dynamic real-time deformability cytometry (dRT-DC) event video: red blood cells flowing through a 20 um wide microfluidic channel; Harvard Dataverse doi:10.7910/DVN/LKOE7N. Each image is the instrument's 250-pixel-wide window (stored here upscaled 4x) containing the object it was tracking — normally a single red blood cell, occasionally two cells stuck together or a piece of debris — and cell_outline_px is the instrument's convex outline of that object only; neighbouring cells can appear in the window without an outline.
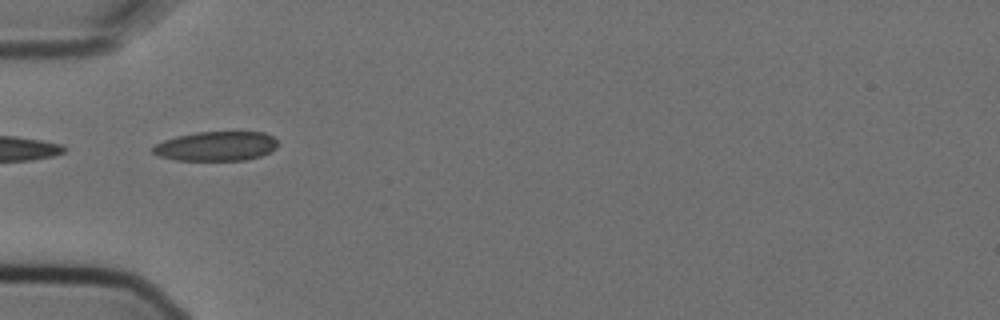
{"species": "Egyptian fruit bat (a non-hibernating species)", "species_latin": "Rousettus aegyptiacus", "temperature_condition": "cold", "stored_images_in_passage": 11, "camera_frame_rate_fps": 3000, "um_per_image_px": 0.085, "animal": {"sex": "female"}, "frame": {"image": 1, "passage_image": 1, "time_ms": 0.0, "image_size_px": [1000, 320], "cell_outline_px": [[276, 148], [260, 156], [244, 160], [176, 160], [160, 156], [152, 152], [152, 148], [156, 144], [164, 140], [176, 136], [196, 132], [264, 132], [272, 136], [276, 140]], "centroid_in_image_um": [18.36, 12.42], "position_along_channel_um": 66.6, "area_um2": 21.27}}
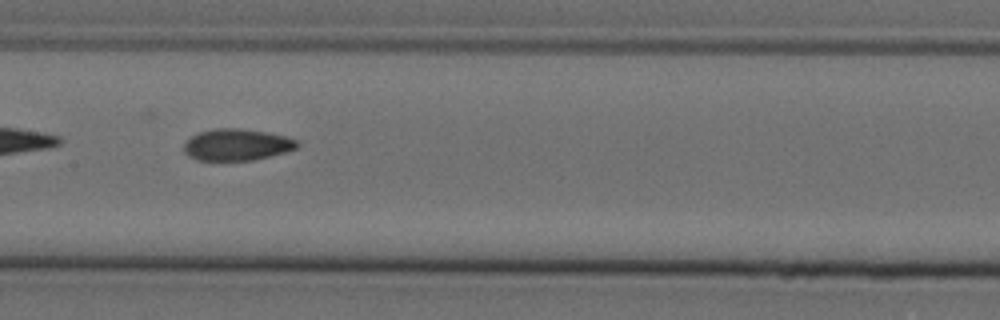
{"frame": {"image": 2, "passage_image": 4, "time_ms": 1.0, "image_size_px": [1000, 320], "cell_outline_px": [[300, 144], [296, 148], [284, 152], [252, 160], [196, 160], [188, 156], [184, 152], [184, 144], [192, 136], [200, 132], [216, 128], [240, 128], [268, 132], [284, 136], [296, 140]], "centroid_in_image_um": [20.11, 12.29], "position_along_channel_um": 187.3, "area_um2": 20.69}}
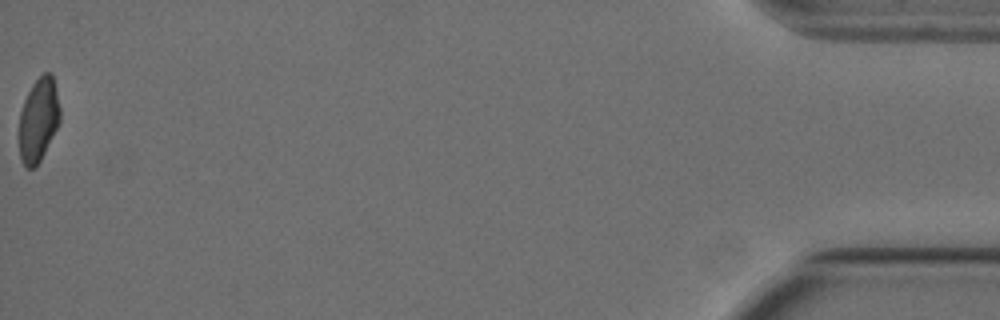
{"frame": {"image": 3, "passage_image": 11, "time_ms": 3.333, "image_size_px": [1000, 320], "cell_outline_px": [[60, 120], [36, 168], [24, 168], [20, 160], [20, 112], [24, 100], [32, 84], [44, 72], [52, 72], [60, 108]], "centroid_in_image_um": [3.26, 10.18], "position_along_channel_um": 431.9, "area_um2": 19.77}}